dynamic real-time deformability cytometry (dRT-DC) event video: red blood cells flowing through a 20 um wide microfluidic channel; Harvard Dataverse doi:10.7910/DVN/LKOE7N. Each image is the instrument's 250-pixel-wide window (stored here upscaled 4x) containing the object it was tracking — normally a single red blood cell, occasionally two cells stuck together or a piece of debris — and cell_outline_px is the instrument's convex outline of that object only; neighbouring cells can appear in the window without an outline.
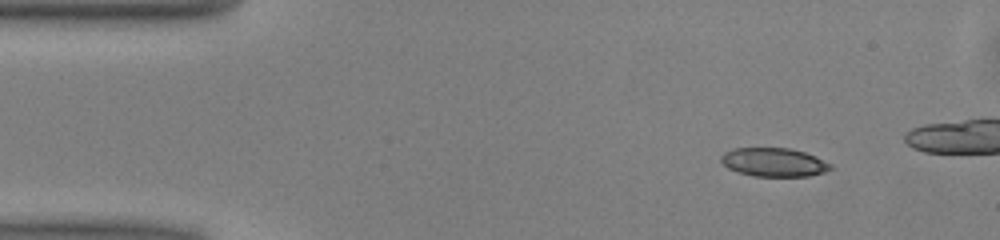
{"species": "common noctule bat (a hibernating species)", "species_latin": "Nyctalus noctula", "temperature_condition": "warm", "stored_images_in_passage": 10, "camera_frame_rate_fps": 3000, "um_per_image_px": 0.085, "animal": {"sex": "male", "body_mass_g": 13.0, "forearm_length_mm": 53.1}, "frame": {"image": 1, "passage_image": 1, "time_ms": 0.0, "image_size_px": [1000, 240], "cell_outline_px": [[832, 168], [824, 172], [808, 176], [752, 176], [736, 172], [728, 168], [720, 160], [720, 156], [724, 152], [732, 148], [792, 148], [816, 156], [832, 164]], "centroid_in_image_um": [65.76, 13.78], "position_along_channel_um": 19.2, "area_um2": 18.44}}